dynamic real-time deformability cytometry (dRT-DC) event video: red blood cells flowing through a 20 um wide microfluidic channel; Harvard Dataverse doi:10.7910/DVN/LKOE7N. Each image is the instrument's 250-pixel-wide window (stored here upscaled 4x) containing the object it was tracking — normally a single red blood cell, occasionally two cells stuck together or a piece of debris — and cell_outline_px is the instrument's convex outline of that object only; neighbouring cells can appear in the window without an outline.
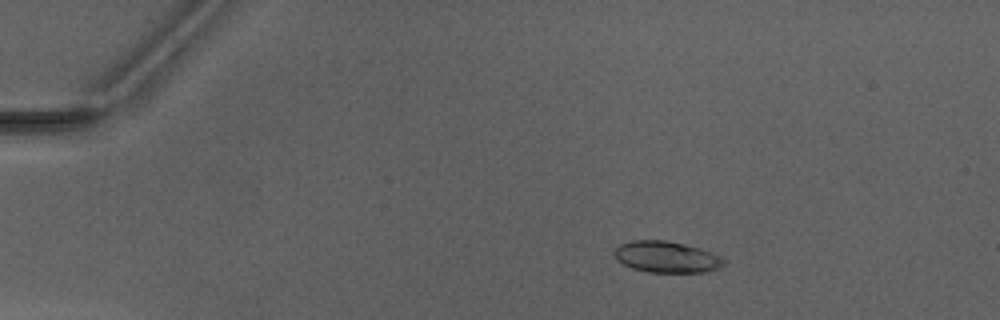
{"species": "Egyptian fruit bat (a non-hibernating species)", "species_latin": "Rousettus aegyptiacus", "temperature_condition": "warm", "stored_images_in_passage": 49, "camera_frame_rate_fps": 3000, "um_per_image_px": 0.085, "animal": {"sex": "male"}, "frame": {"image": 1, "passage_image": 7, "time_ms": 2.0, "image_size_px": [1000, 320], "cell_outline_px": [[724, 264], [716, 268], [704, 272], [648, 272], [632, 268], [616, 260], [612, 252], [620, 244], [632, 240], [664, 240], [684, 244], [700, 248], [724, 260]], "centroid_in_image_um": [56.56, 21.83], "position_along_channel_um": 28.4, "area_um2": 19.71}}
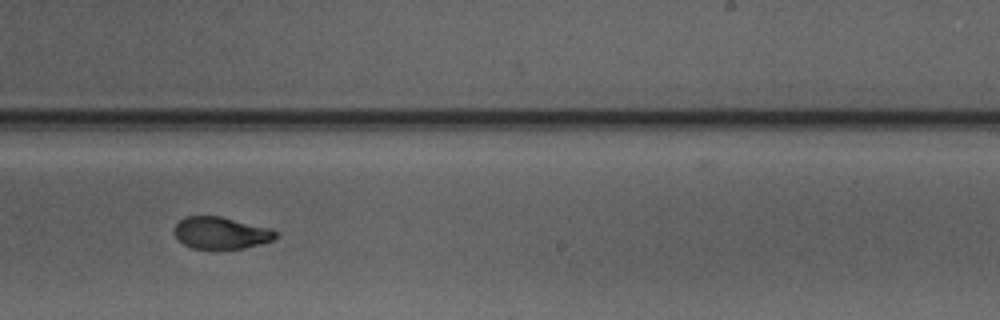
{"frame": {"image": 2, "passage_image": 30, "time_ms": 9.667, "image_size_px": [1000, 320], "cell_outline_px": [[280, 236], [272, 240], [260, 244], [244, 248], [192, 248], [184, 244], [172, 232], [172, 228], [184, 216], [220, 216], [268, 228], [280, 232]], "centroid_in_image_um": [18.78, 19.79], "position_along_channel_um": 270.2, "area_um2": 18.84}}
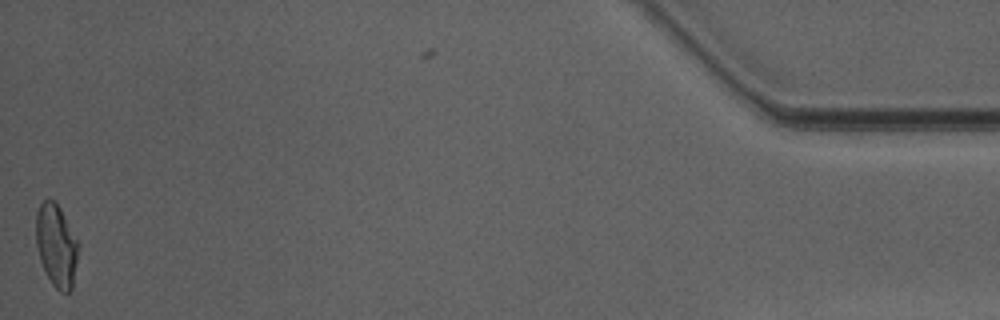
{"frame": {"image": 3, "passage_image": 48, "time_ms": 15.667, "image_size_px": [1000, 320], "cell_outline_px": [[80, 248], [72, 288], [68, 292], [60, 292], [52, 284], [40, 260], [36, 244], [36, 212], [40, 204], [48, 196], [60, 208], [80, 244]], "centroid_in_image_um": [4.81, 20.86], "position_along_channel_um": 430.4, "area_um2": 20.52}, "authors_computed_cell_mechanics": {"area_um2": 19.8832, "velocity_mm_per_s": 4.1723, "shape_relaxation_time_tau1_ms": 4.452, "shape_relaxation_time_tau2_ms": 2.0213, "deformation_change_tau1": 0.1558, "deformation_change_tau2": 0.0747}}